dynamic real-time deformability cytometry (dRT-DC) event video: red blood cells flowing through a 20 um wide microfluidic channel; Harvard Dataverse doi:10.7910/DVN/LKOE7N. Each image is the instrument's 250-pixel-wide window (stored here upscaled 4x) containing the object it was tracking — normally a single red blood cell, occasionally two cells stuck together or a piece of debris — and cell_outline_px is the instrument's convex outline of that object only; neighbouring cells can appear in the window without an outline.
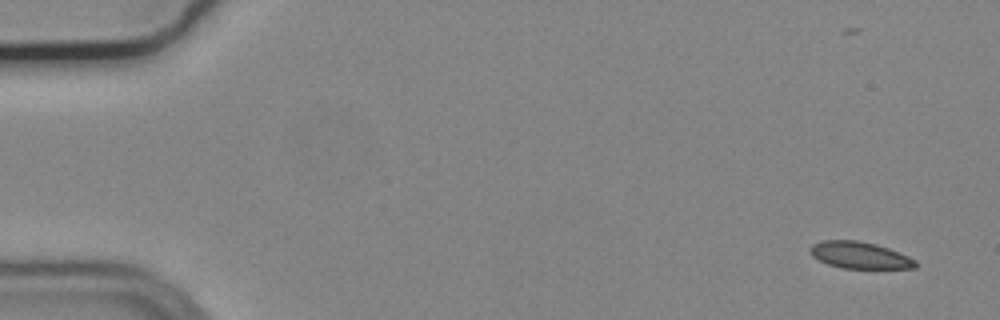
{"species": "common noctule bat (a hibernating species)", "species_latin": "Nyctalus noctula", "temperature_condition": "cold", "stored_images_in_passage": 54, "camera_frame_rate_fps": 3000, "um_per_image_px": 0.085, "animal": {"sex": "male", "body_mass_g": 19.2, "forearm_length_mm": 51.8}, "frame": {"image": 1, "passage_image": 1, "time_ms": 0.0, "image_size_px": [1000, 320], "cell_outline_px": [[916, 268], [844, 268], [828, 264], [812, 256], [808, 252], [808, 248], [812, 244], [820, 240], [856, 240], [876, 244], [888, 248], [908, 256], [916, 260]], "centroid_in_image_um": [73.03, 21.68], "position_along_channel_um": 12.0, "area_um2": 16.42}}
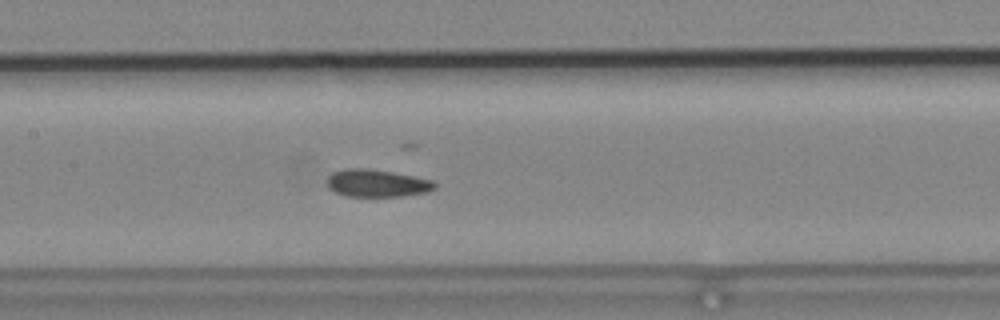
{"frame": {"image": 2, "passage_image": 25, "time_ms": 8.0, "image_size_px": [1000, 320], "cell_outline_px": [[436, 188], [428, 192], [404, 196], [348, 196], [336, 192], [328, 188], [328, 176], [332, 172], [348, 168], [364, 168], [392, 172], [432, 180], [436, 184]], "centroid_in_image_um": [32.05, 15.57], "position_along_channel_um": 175.4, "area_um2": 17.11}}
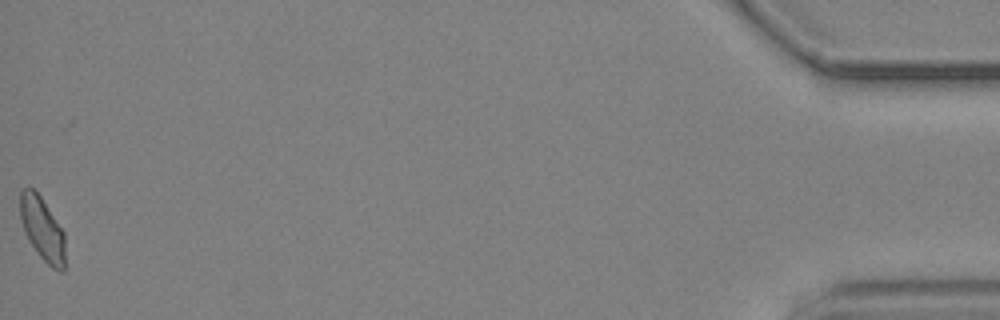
{"frame": {"image": 3, "passage_image": 54, "time_ms": 17.667, "image_size_px": [1000, 320], "cell_outline_px": [[64, 272], [60, 272], [52, 268], [40, 256], [28, 240], [20, 216], [20, 192], [24, 188], [32, 188], [40, 196], [64, 232]], "centroid_in_image_um": [3.6, 19.47], "position_along_channel_um": 431.6, "area_um2": 16.3}, "authors_computed_cell_mechanics": {"area_um2": 17.0799, "velocity_mm_per_s": 3.698, "shape_relaxation_time_tau1_ms": null, "shape_relaxation_time_tau2_ms": 2.7236, "deformation_change_tau1": null, "deformation_change_tau2": 0.0642}}